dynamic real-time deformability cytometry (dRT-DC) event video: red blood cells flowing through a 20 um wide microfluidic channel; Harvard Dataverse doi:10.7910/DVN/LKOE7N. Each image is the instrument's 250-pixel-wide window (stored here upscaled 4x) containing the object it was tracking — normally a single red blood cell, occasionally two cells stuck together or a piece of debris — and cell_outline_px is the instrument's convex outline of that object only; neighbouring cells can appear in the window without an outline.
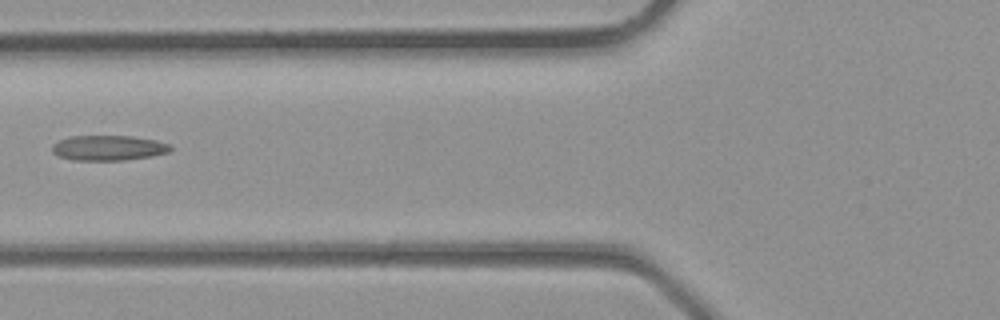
{"species": "common noctule bat (a hibernating species)", "species_latin": "Nyctalus noctula", "temperature_condition": "room temperature", "stored_images_in_passage": 4, "camera_frame_rate_fps": 3000, "um_per_image_px": 0.085, "animal": {"sex": "male", "body_mass_g": 23.1, "forearm_length_mm": 52.7}, "frame": {"image": 1, "passage_image": 4, "time_ms": 1.0, "image_size_px": [1000, 320], "cell_outline_px": [[172, 148], [168, 152], [152, 156], [124, 160], [72, 160], [60, 156], [52, 152], [52, 144], [68, 136], [132, 136], [156, 140], [172, 144]], "centroid_in_image_um": [9.23, 12.56], "position_along_channel_um": 116.6, "area_um2": 17.4}}